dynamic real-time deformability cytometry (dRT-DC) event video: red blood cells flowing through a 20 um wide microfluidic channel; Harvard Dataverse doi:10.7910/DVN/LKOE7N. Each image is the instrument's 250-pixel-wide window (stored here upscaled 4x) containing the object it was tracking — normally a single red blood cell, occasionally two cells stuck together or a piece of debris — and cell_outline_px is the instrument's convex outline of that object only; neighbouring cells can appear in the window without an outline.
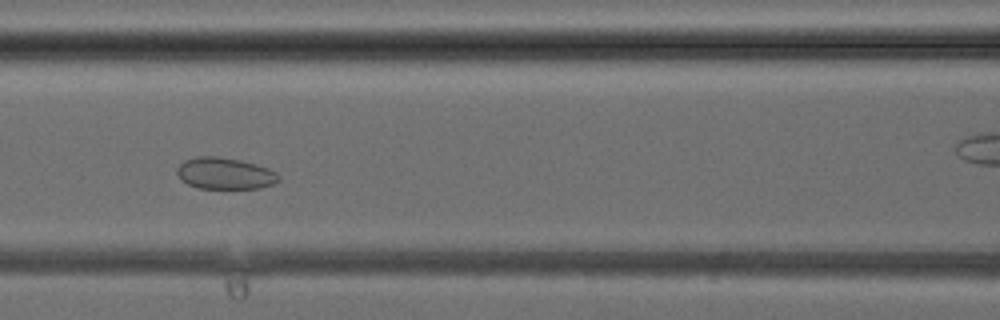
{"species": "common noctule bat (a hibernating species)", "species_latin": "Nyctalus noctula", "temperature_condition": "cold", "stored_images_in_passage": 38, "camera_frame_rate_fps": 3000, "um_per_image_px": 0.085, "animal": {"sex": "female", "body_mass_g": 24.6, "forearm_length_mm": 56.2}, "frame": {"image": 1, "passage_image": 15, "time_ms": 4.667, "image_size_px": [1000, 320], "cell_outline_px": [[280, 180], [272, 184], [260, 188], [200, 188], [188, 184], [180, 180], [176, 172], [176, 168], [184, 160], [196, 156], [216, 156], [240, 160], [256, 164], [268, 168], [276, 172], [280, 176]], "centroid_in_image_um": [19.1, 14.73], "position_along_channel_um": 147.5, "area_um2": 18.79}}
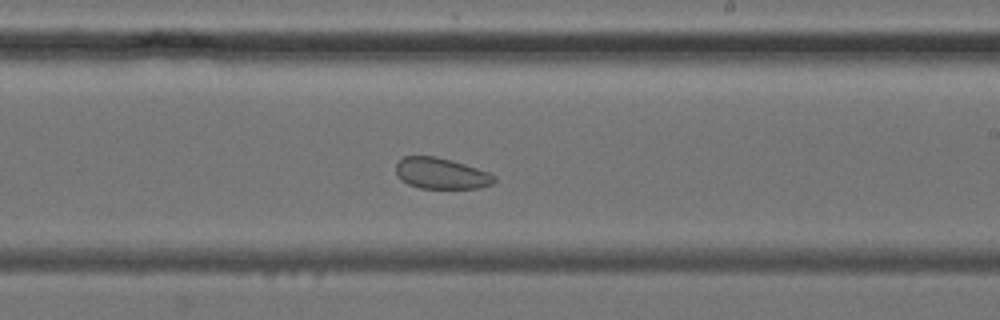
{"frame": {"image": 2, "passage_image": 21, "time_ms": 6.667, "image_size_px": [1000, 320], "cell_outline_px": [[496, 180], [492, 184], [480, 188], [420, 188], [408, 184], [400, 180], [396, 172], [396, 164], [404, 156], [436, 156], [452, 160], [488, 172], [496, 176]], "centroid_in_image_um": [37.49, 14.74], "position_along_channel_um": 251.5, "area_um2": 17.8}}
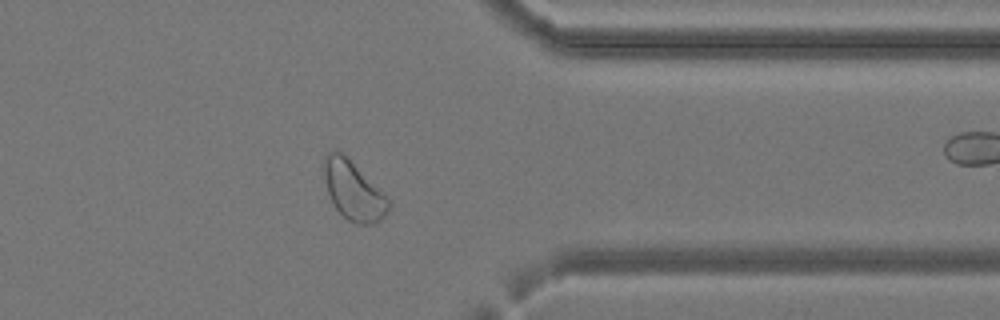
{"frame": {"image": 3, "passage_image": 29, "time_ms": 9.333, "image_size_px": [1000, 320], "cell_outline_px": [[388, 212], [376, 224], [356, 224], [348, 220], [332, 204], [328, 192], [324, 176], [324, 156], [328, 152], [336, 148], [384, 192], [388, 200]], "centroid_in_image_um": [30.03, 16.21], "position_along_channel_um": 381.4, "area_um2": 21.91}}